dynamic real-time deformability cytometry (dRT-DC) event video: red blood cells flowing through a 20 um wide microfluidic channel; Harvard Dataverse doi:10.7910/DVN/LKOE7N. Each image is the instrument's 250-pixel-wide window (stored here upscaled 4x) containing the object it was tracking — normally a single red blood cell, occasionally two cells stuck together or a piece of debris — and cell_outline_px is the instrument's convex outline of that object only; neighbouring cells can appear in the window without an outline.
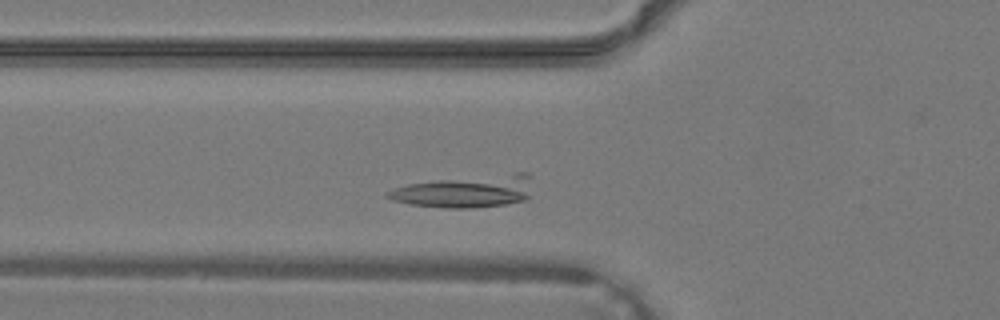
{"species": "common noctule bat (a hibernating species)", "species_latin": "Nyctalus noctula", "temperature_condition": "warm", "stored_images_in_passage": 32, "camera_frame_rate_fps": 3000, "um_per_image_px": 0.085, "animal": {"sex": "male", "body_mass_g": 19.2, "forearm_length_mm": 51.8}, "frame": {"image": 1, "passage_image": 5, "time_ms": 1.333, "image_size_px": [1000, 320], "cell_outline_px": [[532, 196], [528, 200], [504, 204], [476, 208], [444, 208], [412, 204], [392, 200], [384, 196], [388, 192], [396, 188], [408, 184], [440, 180], [516, 172], [528, 172]], "centroid_in_image_um": [39.66, 16.28], "position_along_channel_um": 86.1, "area_um2": 27.11}}
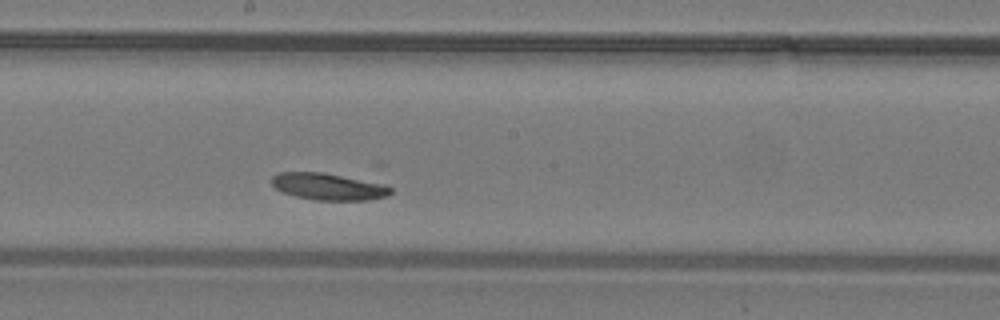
{"frame": {"image": 2, "passage_image": 13, "time_ms": 4.0, "image_size_px": [1000, 320], "cell_outline_px": [[392, 192], [388, 196], [368, 200], [316, 200], [296, 196], [284, 192], [276, 188], [272, 184], [272, 176], [280, 172], [324, 172], [376, 180], [392, 188]], "centroid_in_image_um": [28.01, 15.84], "position_along_channel_um": 220.2, "area_um2": 19.02}}
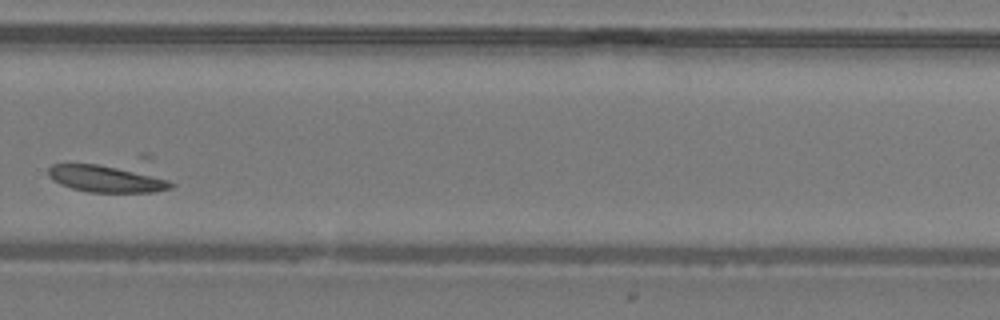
{"frame": {"image": 3, "passage_image": 19, "time_ms": 6.0, "image_size_px": [1000, 320], "cell_outline_px": [[176, 184], [172, 188], [156, 192], [88, 192], [72, 188], [60, 184], [52, 180], [48, 176], [48, 168], [52, 164], [100, 164], [140, 172], [168, 180]], "centroid_in_image_um": [9.01, 15.2], "position_along_channel_um": 320.8, "area_um2": 19.07}}